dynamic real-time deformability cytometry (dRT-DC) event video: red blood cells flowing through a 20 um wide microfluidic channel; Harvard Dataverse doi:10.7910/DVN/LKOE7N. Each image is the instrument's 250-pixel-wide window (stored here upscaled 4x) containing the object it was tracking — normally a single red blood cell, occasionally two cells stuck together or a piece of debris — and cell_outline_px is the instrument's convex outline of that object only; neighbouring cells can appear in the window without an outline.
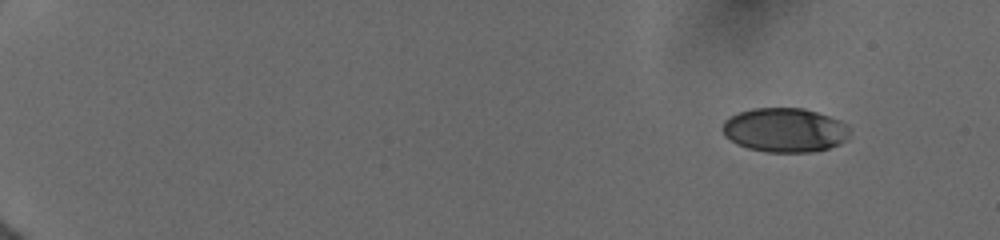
{"species": "human", "species_latin": "Homo sapiens", "temperature_condition": "cold", "stored_images_in_passage": 16, "camera_frame_rate_fps": 3000, "um_per_image_px": 0.085, "donor": {"sex": "female"}, "frame": {"image": 1, "passage_image": 1, "time_ms": 0.0, "image_size_px": [1000, 240], "cell_outline_px": [[852, 128], [848, 140], [840, 144], [828, 148], [812, 152], [768, 152], [748, 148], [736, 144], [724, 136], [720, 128], [724, 120], [740, 112], [752, 108], [804, 108], [840, 120], [848, 124]], "centroid_in_image_um": [66.73, 11.06], "position_along_channel_um": 18.3, "area_um2": 33.23}}
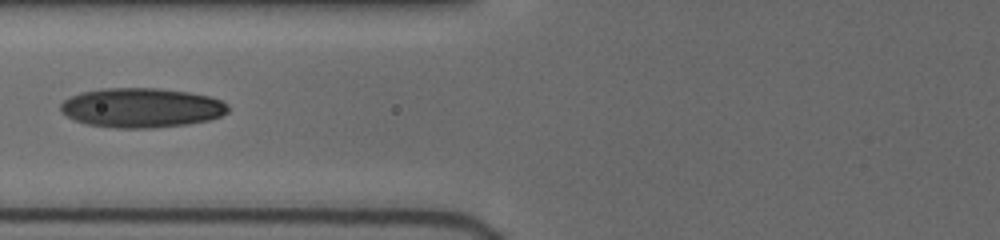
{"frame": {"image": 2, "passage_image": 12, "time_ms": 6.667, "image_size_px": [1000, 240], "cell_outline_px": [[228, 112], [220, 116], [208, 120], [188, 124], [152, 128], [112, 128], [88, 124], [76, 120], [60, 112], [60, 104], [64, 100], [80, 92], [100, 88], [160, 88], [188, 92], [212, 96], [228, 104]], "centroid_in_image_um": [12.03, 9.15], "position_along_channel_um": 113.8, "area_um2": 38.78}}
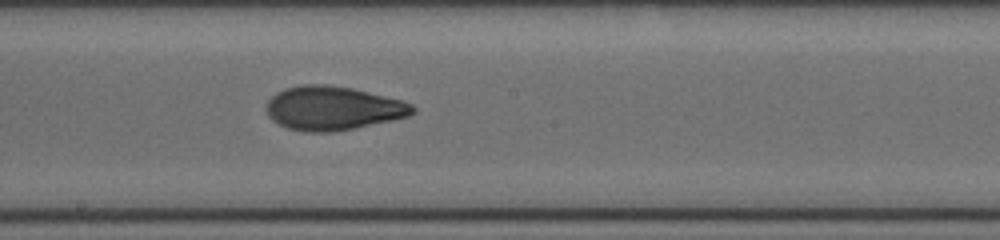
{"frame": {"image": 3, "passage_image": 16, "time_ms": 9.333, "image_size_px": [1000, 240], "cell_outline_px": [[416, 112], [408, 116], [392, 120], [332, 132], [308, 132], [288, 128], [272, 120], [268, 116], [264, 108], [268, 100], [276, 92], [284, 88], [304, 84], [328, 84], [352, 88], [404, 100], [412, 104], [416, 108]], "centroid_in_image_um": [28.29, 9.18], "position_along_channel_um": 219.9, "area_um2": 37.57}}